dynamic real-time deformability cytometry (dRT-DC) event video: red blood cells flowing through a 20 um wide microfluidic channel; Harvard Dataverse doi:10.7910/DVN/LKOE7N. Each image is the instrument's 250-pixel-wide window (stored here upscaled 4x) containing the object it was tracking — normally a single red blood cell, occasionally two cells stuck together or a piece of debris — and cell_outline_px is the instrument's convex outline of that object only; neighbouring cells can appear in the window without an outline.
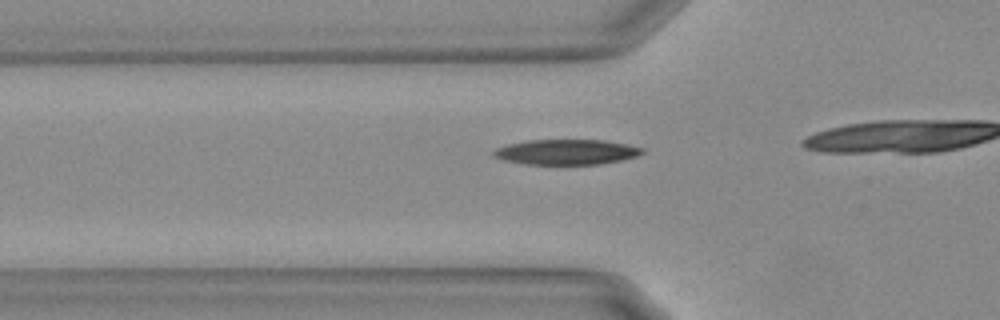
{"species": "Egyptian fruit bat (a non-hibernating species)", "species_latin": "Rousettus aegyptiacus", "temperature_condition": "warm", "stored_images_in_passage": 12, "camera_frame_rate_fps": 3000, "um_per_image_px": 0.085, "animal": {"sex": "female"}, "frame": {"image": 1, "passage_image": 7, "time_ms": 2.0, "image_size_px": [1000, 320], "cell_outline_px": [[644, 152], [636, 156], [620, 160], [600, 164], [528, 164], [504, 160], [492, 156], [492, 152], [496, 148], [508, 144], [528, 140], [604, 140], [628, 144], [644, 148]], "centroid_in_image_um": [48.14, 12.91], "position_along_channel_um": 77.7, "area_um2": 21.79}}
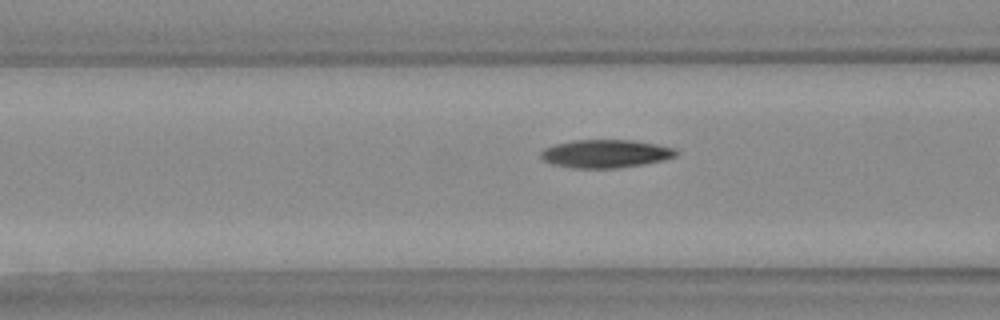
{"frame": {"image": 2, "passage_image": 10, "time_ms": 3.0, "image_size_px": [1000, 320], "cell_outline_px": [[680, 152], [676, 156], [660, 160], [640, 164], [616, 168], [572, 168], [552, 164], [544, 160], [540, 156], [540, 152], [544, 148], [556, 144], [572, 140], [632, 140], [656, 144], [676, 148]], "centroid_in_image_um": [51.46, 13.05], "position_along_channel_um": 115.1, "area_um2": 22.08}}